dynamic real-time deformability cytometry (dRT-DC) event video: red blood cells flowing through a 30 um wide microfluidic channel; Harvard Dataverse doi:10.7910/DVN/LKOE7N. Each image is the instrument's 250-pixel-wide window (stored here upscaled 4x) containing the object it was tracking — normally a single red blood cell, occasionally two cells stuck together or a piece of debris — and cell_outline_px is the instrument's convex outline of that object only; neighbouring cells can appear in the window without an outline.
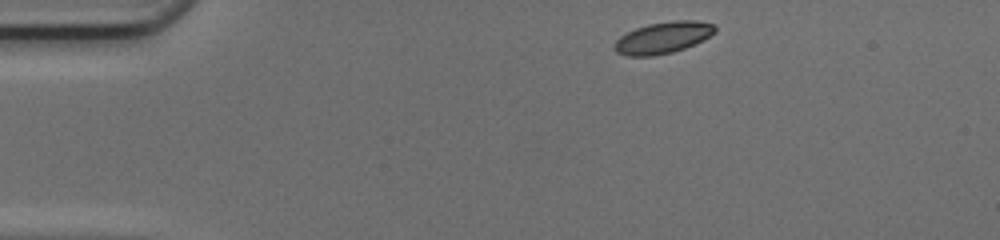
{"species": "common noctule bat (a hibernating species)", "species_latin": "Nyctalus noctula", "temperature_condition": "cold", "stored_images_in_passage": 42, "camera_frame_rate_fps": 3000, "um_per_image_px": 0.085, "animal": {"sex": "female", "body_mass_g": 17.0, "forearm_length_mm": 48.0}, "frame": {"image": 1, "passage_image": 1, "time_ms": 0.0, "image_size_px": [1000, 240], "cell_outline_px": [[716, 32], [684, 48], [672, 52], [652, 56], [628, 56], [616, 52], [612, 48], [616, 40], [620, 36], [636, 28], [648, 24], [676, 20], [696, 20], [712, 24], [716, 28]], "centroid_in_image_um": [56.31, 3.2], "position_along_channel_um": 28.7, "area_um2": 18.26}}
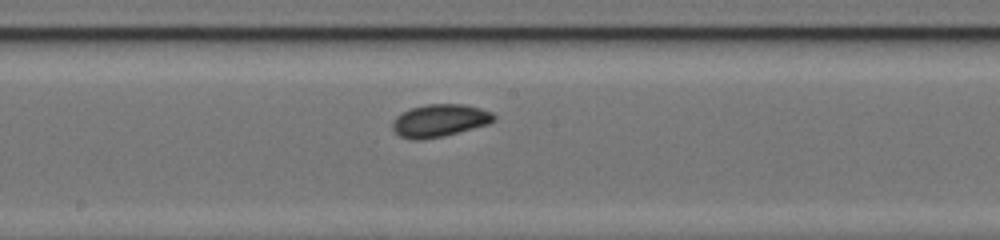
{"frame": {"image": 2, "passage_image": 19, "time_ms": 6.0, "image_size_px": [1000, 240], "cell_outline_px": [[496, 120], [488, 124], [444, 136], [420, 140], [412, 140], [400, 136], [392, 128], [392, 120], [396, 116], [412, 108], [424, 104], [464, 104], [480, 108], [492, 112], [496, 116]], "centroid_in_image_um": [37.38, 10.24], "position_along_channel_um": 210.8, "area_um2": 19.31}}
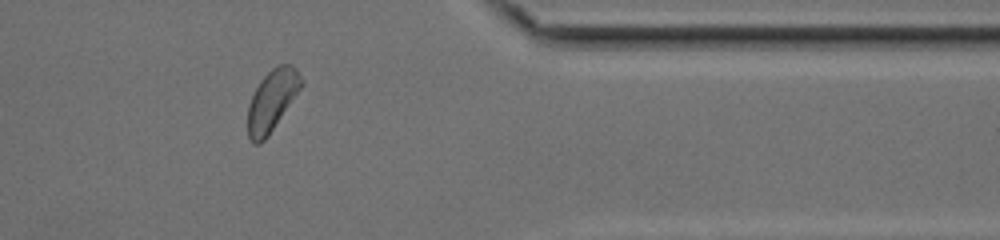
{"frame": {"image": 3, "passage_image": 33, "time_ms": 10.667, "image_size_px": [1000, 240], "cell_outline_px": [[304, 84], [268, 136], [260, 144], [252, 144], [248, 136], [248, 104], [260, 80], [276, 64], [292, 64], [296, 68]], "centroid_in_image_um": [23.12, 8.53], "position_along_channel_um": 388.3, "area_um2": 19.07}, "authors_computed_cell_mechanics": {"area_um2": 18.9006, "velocity_mm_per_s": 4.187, "shape_relaxation_time_tau1_ms": 2.1988, "shape_relaxation_time_tau2_ms": null, "deformation_change_tau1": 0.0752, "deformation_change_tau2": null}}